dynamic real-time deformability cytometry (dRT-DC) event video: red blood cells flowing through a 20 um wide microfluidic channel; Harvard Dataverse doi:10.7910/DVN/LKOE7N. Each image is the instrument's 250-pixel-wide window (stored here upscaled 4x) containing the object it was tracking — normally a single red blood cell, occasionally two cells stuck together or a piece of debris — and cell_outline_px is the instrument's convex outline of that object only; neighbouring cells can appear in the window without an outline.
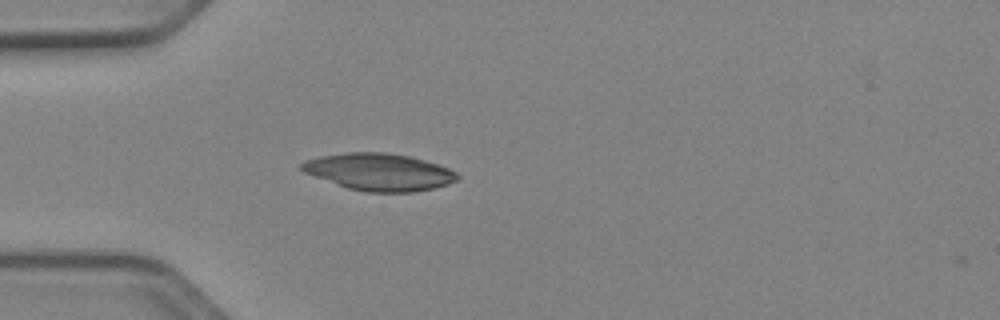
{"species": "Egyptian fruit bat (a non-hibernating species)", "species_latin": "Rousettus aegyptiacus", "temperature_condition": "cold", "stored_images_in_passage": 2, "camera_frame_rate_fps": 3000, "um_per_image_px": 0.085, "animal": {"sex": "female"}, "frame": {"image": 1, "passage_image": 1, "time_ms": 0.0, "image_size_px": [1000, 320], "cell_outline_px": [[460, 176], [456, 180], [448, 184], [432, 188], [412, 192], [364, 192], [348, 188], [304, 172], [300, 168], [300, 164], [304, 160], [320, 156], [344, 152], [384, 152], [408, 156], [424, 160], [448, 168], [456, 172]], "centroid_in_image_um": [32.21, 14.61], "position_along_channel_um": 52.8, "area_um2": 33.47}}